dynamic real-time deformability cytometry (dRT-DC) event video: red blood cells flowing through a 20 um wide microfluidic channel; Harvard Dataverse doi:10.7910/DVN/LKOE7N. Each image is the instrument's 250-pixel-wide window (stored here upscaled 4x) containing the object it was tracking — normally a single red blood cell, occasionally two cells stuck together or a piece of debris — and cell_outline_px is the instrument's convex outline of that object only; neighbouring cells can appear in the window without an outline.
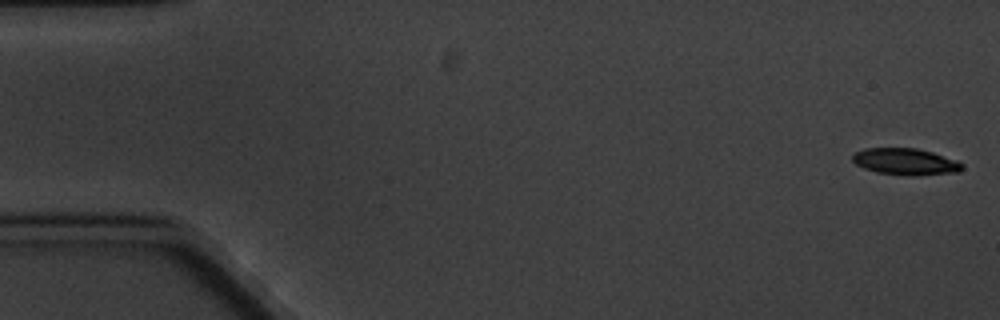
{"species": "common noctule bat (a hibernating species)", "species_latin": "Nyctalus noctula", "temperature_condition": "cold", "stored_images_in_passage": 6, "camera_frame_rate_fps": 3000, "um_per_image_px": 0.085, "animal": {"sex": "male", "body_mass_g": 20.1, "forearm_length_mm": 53.5}, "frame": {"image": 1, "passage_image": 1, "time_ms": 0.0, "image_size_px": [1000, 320], "cell_outline_px": [[964, 168], [960, 172], [912, 176], [908, 176], [876, 172], [864, 168], [856, 164], [852, 160], [852, 156], [856, 152], [864, 148], [916, 148], [932, 152], [956, 160], [964, 164]], "centroid_in_image_um": [76.99, 13.75], "position_along_channel_um": 8.0, "area_um2": 17.11}}